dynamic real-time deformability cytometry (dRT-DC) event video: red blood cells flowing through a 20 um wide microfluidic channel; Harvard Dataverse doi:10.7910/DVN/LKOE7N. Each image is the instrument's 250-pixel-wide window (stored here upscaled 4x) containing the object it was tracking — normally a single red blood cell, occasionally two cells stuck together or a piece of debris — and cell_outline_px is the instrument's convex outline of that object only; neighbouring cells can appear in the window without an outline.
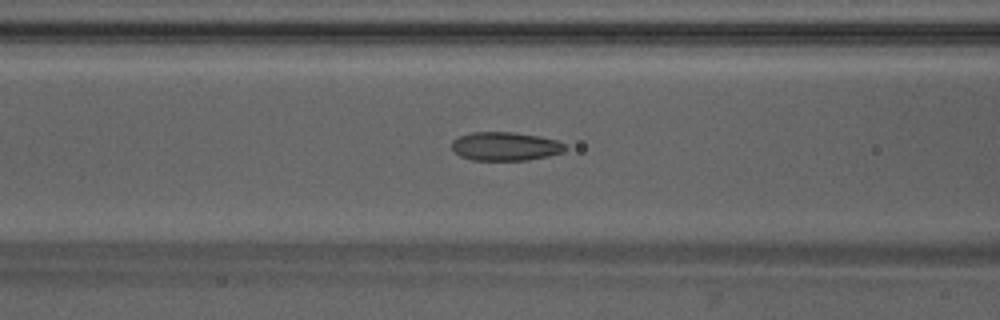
{"species": "Egyptian fruit bat (a non-hibernating species)", "species_latin": "Rousettus aegyptiacus", "temperature_condition": "warm", "stored_images_in_passage": 40, "camera_frame_rate_fps": 3000, "um_per_image_px": 0.085, "animal": {"sex": "male"}, "frame": {"image": 1, "passage_image": 12, "time_ms": 3.667, "image_size_px": [1000, 320], "cell_outline_px": [[568, 148], [564, 152], [548, 156], [528, 160], [472, 160], [460, 156], [452, 152], [452, 140], [460, 136], [472, 132], [512, 132], [536, 136], [556, 140], [564, 144]], "centroid_in_image_um": [42.93, 12.45], "position_along_channel_um": 123.7, "area_um2": 18.96}}
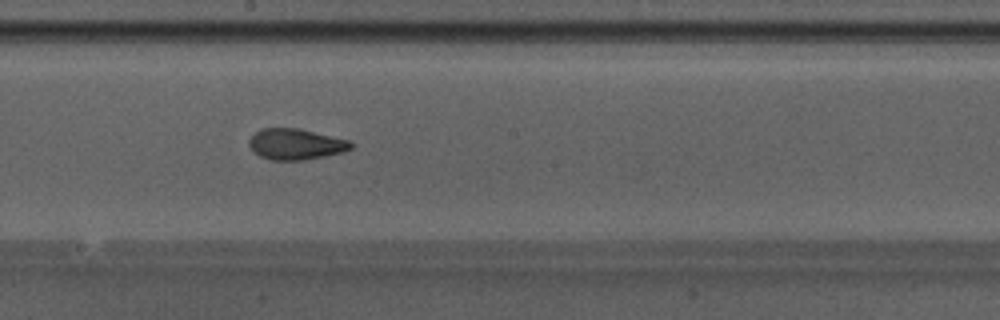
{"frame": {"image": 2, "passage_image": 19, "time_ms": 6.0, "image_size_px": [1000, 320], "cell_outline_px": [[352, 148], [344, 152], [304, 160], [272, 160], [260, 156], [248, 144], [248, 140], [260, 128], [300, 128], [352, 140]], "centroid_in_image_um": [25.18, 12.24], "position_along_channel_um": 223.0, "area_um2": 18.5}}
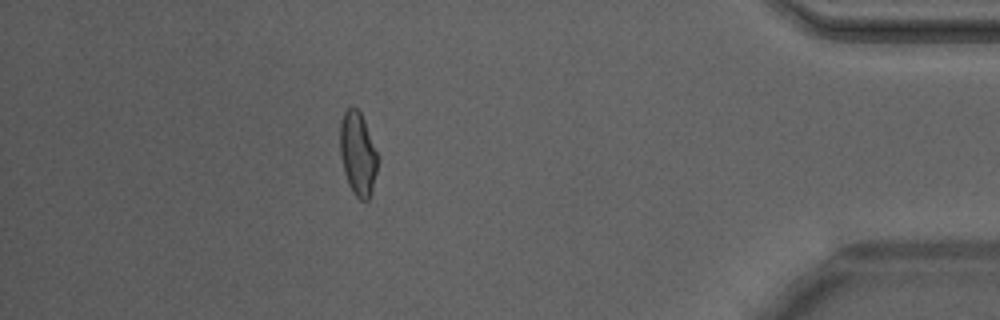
{"frame": {"image": 3, "passage_image": 35, "time_ms": 11.333, "image_size_px": [1000, 320], "cell_outline_px": [[376, 172], [372, 188], [368, 200], [360, 200], [352, 192], [348, 184], [344, 172], [340, 156], [340, 124], [344, 112], [352, 104], [360, 112], [364, 120], [376, 152]], "centroid_in_image_um": [30.38, 13.05], "position_along_channel_um": 404.8, "area_um2": 17.98}, "authors_computed_cell_mechanics": {"area_um2": 18.5249, "velocity_mm_per_s": 4.2712, "shape_relaxation_time_tau1_ms": 7.0406, "shape_relaxation_time_tau2_ms": 1.3782, "deformation_change_tau1": 0.2067, "deformation_change_tau2": 0.0717}}